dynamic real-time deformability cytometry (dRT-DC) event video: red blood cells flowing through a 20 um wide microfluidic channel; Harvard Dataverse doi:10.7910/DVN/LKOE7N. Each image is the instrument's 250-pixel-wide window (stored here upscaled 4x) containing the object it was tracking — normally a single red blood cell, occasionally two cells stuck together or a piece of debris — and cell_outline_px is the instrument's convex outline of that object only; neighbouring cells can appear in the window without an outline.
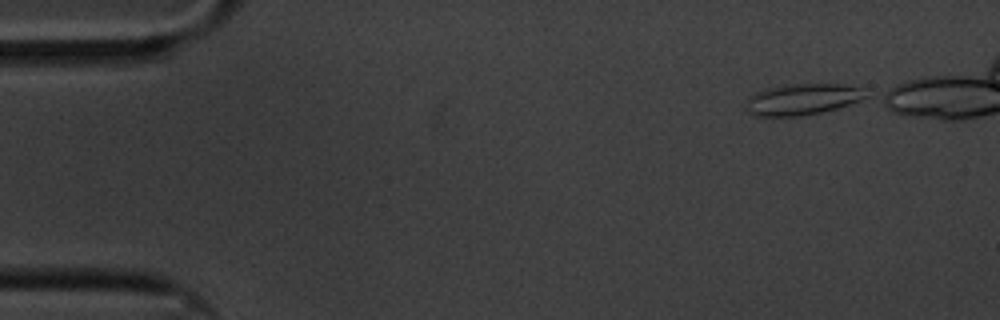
{"species": "common noctule bat (a hibernating species)", "species_latin": "Nyctalus noctula", "temperature_condition": "cold", "stored_images_in_passage": 44, "segment_of_instrument_passage": [1, 2], "camera_frame_rate_fps": 3000, "um_per_image_px": 0.085, "animal": {"sex": "male", "body_mass_g": 20.1, "forearm_length_mm": 53.5}, "frame": {"image": 1, "passage_image": 1, "time_ms": 0.0, "image_size_px": [1000, 320], "cell_outline_px": [[868, 96], [860, 100], [836, 108], [820, 112], [800, 116], [756, 116], [748, 112], [748, 96], [764, 88], [784, 84], [840, 84], [860, 88]], "centroid_in_image_um": [68.16, 8.43], "position_along_channel_um": 16.8, "area_um2": 21.56}}
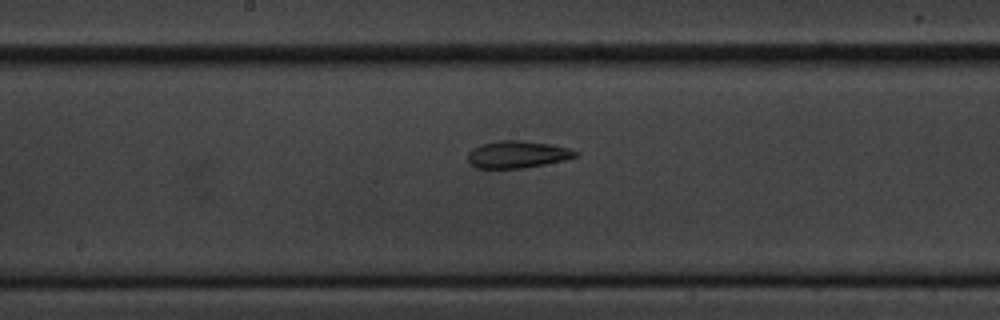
{"frame": {"image": 2, "passage_image": 26, "time_ms": 8.333, "image_size_px": [1000, 320], "cell_outline_px": [[580, 156], [564, 160], [524, 168], [476, 168], [468, 160], [468, 152], [472, 148], [480, 144], [500, 140], [520, 140], [552, 144], [568, 148], [580, 152]], "centroid_in_image_um": [44.0, 13.12], "position_along_channel_um": 204.2, "area_um2": 17.17}}
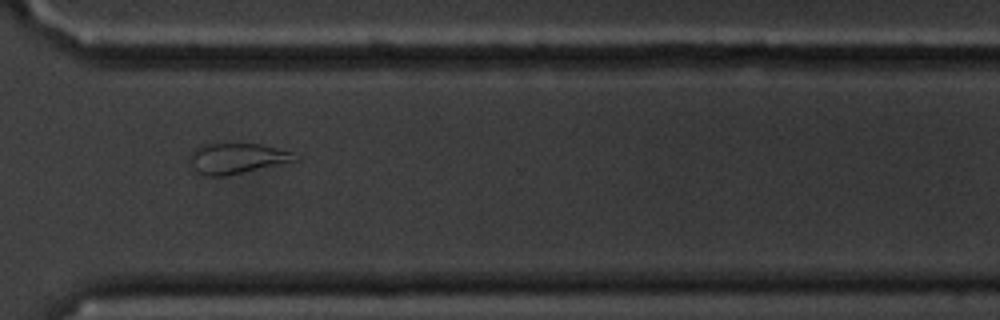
{"frame": {"image": 3, "passage_image": 39, "time_ms": 12.667, "image_size_px": [1000, 320], "cell_outline_px": [[300, 156], [296, 160], [224, 176], [204, 176], [196, 172], [192, 168], [188, 160], [188, 156], [192, 148], [200, 144], [260, 144], [288, 152]], "centroid_in_image_um": [19.98, 13.46], "position_along_channel_um": 350.6, "area_um2": 18.55}}